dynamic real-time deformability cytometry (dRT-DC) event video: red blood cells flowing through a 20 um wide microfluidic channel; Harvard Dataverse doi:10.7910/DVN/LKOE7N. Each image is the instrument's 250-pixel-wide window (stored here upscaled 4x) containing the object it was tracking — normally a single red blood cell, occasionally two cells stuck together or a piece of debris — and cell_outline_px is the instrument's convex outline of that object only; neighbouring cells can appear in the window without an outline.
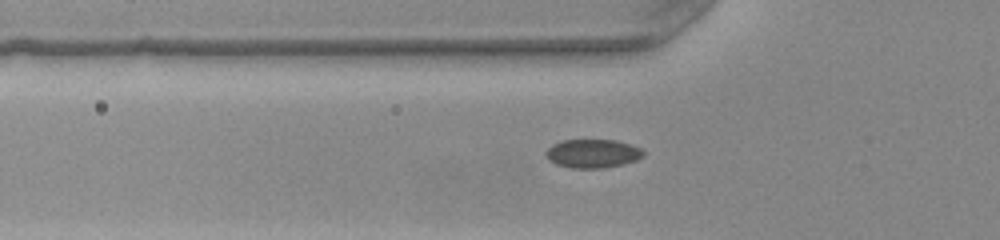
{"species": "common noctule bat (a hibernating species)", "species_latin": "Nyctalus noctula", "temperature_condition": "warm", "stored_images_in_passage": 35, "camera_frame_rate_fps": 3000, "um_per_image_px": 0.085, "animal": {"sex": "female", "body_mass_g": 22.0, "forearm_length_mm": 56.7}, "frame": {"image": 1, "passage_image": 7, "time_ms": 2.0, "image_size_px": [1000, 240], "cell_outline_px": [[644, 156], [636, 160], [624, 164], [604, 168], [572, 168], [556, 164], [548, 160], [544, 152], [552, 144], [564, 140], [616, 140], [640, 148], [644, 152]], "centroid_in_image_um": [50.36, 13.05], "position_along_channel_um": 75.4, "area_um2": 16.3}}
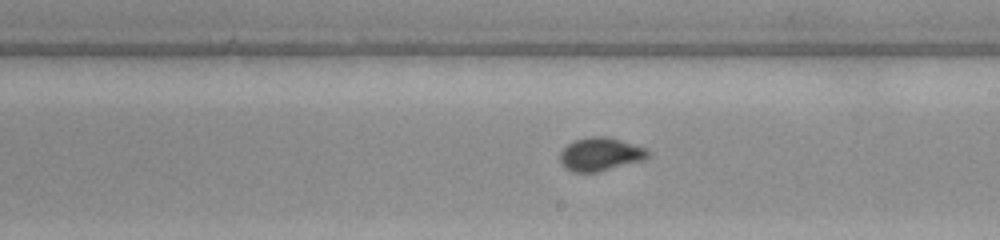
{"frame": {"image": 2, "passage_image": 19, "time_ms": 6.0, "image_size_px": [1000, 240], "cell_outline_px": [[648, 156], [644, 160], [596, 172], [572, 172], [564, 168], [560, 160], [560, 152], [568, 144], [576, 140], [592, 136], [608, 136], [644, 148], [648, 152]], "centroid_in_image_um": [50.99, 13.11], "position_along_channel_um": 238.0, "area_um2": 16.82}}
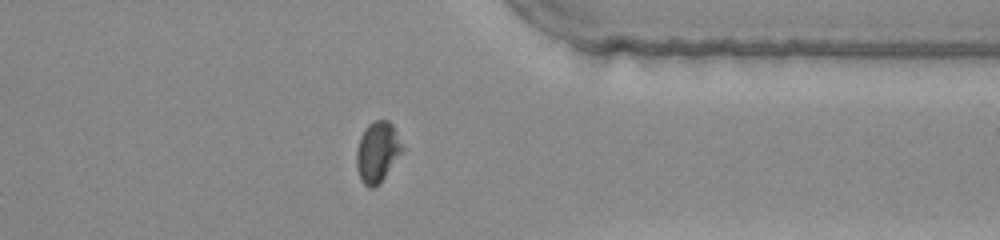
{"frame": {"image": 3, "passage_image": 30, "time_ms": 9.667, "image_size_px": [1000, 240], "cell_outline_px": [[404, 148], [380, 184], [376, 188], [368, 188], [360, 180], [356, 164], [356, 152], [360, 136], [368, 124], [376, 120], [388, 120], [392, 124]], "centroid_in_image_um": [32.06, 12.94], "position_along_channel_um": 379.3, "area_um2": 16.18}}